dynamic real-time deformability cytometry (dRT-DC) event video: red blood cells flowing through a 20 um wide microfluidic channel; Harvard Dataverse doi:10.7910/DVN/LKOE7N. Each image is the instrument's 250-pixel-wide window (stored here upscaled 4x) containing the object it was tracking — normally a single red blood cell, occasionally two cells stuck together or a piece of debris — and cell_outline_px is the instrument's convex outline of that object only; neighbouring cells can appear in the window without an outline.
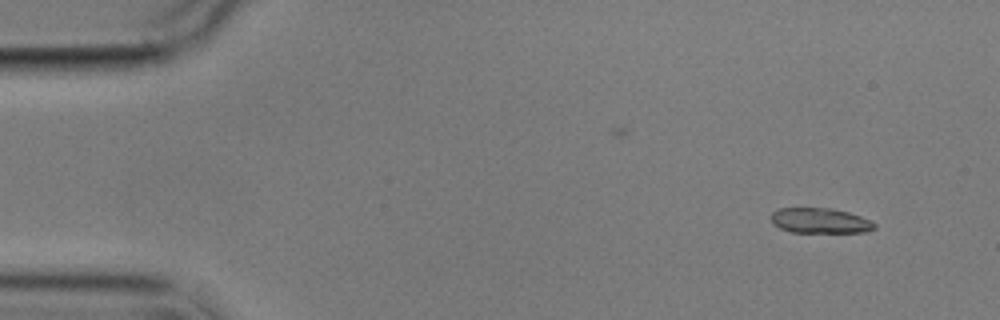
{"species": "common noctule bat (a hibernating species)", "species_latin": "Nyctalus noctula", "temperature_condition": "cold", "stored_images_in_passage": 3, "camera_frame_rate_fps": 3000, "um_per_image_px": 0.085, "animal": {"sex": "male", "body_mass_g": 17.9}, "frame": {"image": 1, "passage_image": 1, "time_ms": 0.0, "image_size_px": [1000, 320], "cell_outline_px": [[876, 228], [868, 232], [792, 232], [780, 228], [772, 224], [772, 212], [776, 208], [828, 208], [848, 212], [860, 216], [876, 224]], "centroid_in_image_um": [69.69, 18.76], "position_along_channel_um": 15.3, "area_um2": 15.14}}